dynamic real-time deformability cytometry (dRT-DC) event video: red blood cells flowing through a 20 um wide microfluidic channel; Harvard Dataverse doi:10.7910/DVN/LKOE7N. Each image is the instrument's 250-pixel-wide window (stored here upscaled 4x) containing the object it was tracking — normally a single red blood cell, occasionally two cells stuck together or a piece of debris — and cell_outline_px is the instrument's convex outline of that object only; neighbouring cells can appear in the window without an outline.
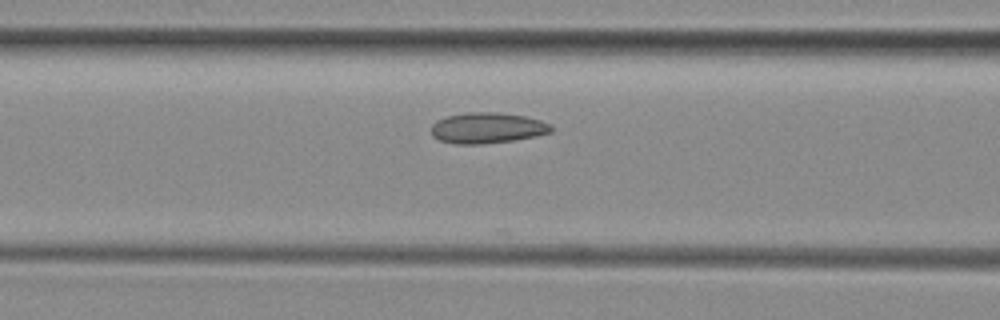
{"species": "common noctule bat (a hibernating species)", "species_latin": "Nyctalus noctula", "temperature_condition": "room temperature", "stored_images_in_passage": 12, "camera_frame_rate_fps": 3000, "um_per_image_px": 0.085, "animal": {"sex": "female", "body_mass_g": 29.2, "forearm_length_mm": 56.3}, "frame": {"image": 1, "passage_image": 6, "time_ms": 1.667, "image_size_px": [1000, 320], "cell_outline_px": [[552, 132], [536, 136], [512, 140], [480, 144], [456, 144], [440, 140], [432, 136], [432, 124], [436, 120], [448, 116], [468, 112], [496, 112], [528, 116], [552, 124]], "centroid_in_image_um": [41.44, 10.87], "position_along_channel_um": 125.2, "area_um2": 21.56}}
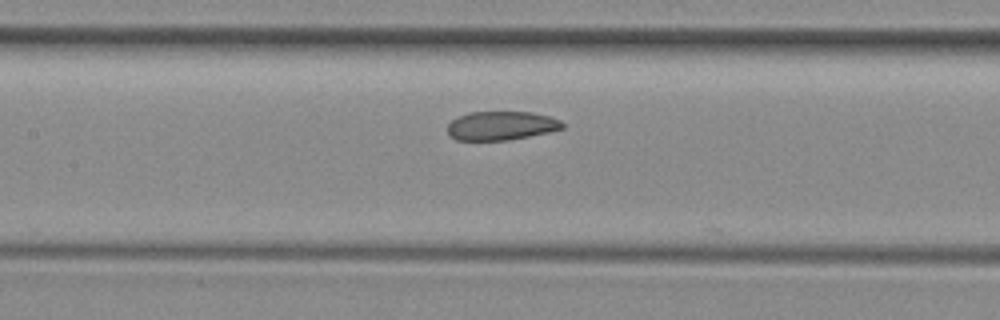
{"frame": {"image": 2, "passage_image": 9, "time_ms": 2.667, "image_size_px": [1000, 320], "cell_outline_px": [[564, 128], [548, 132], [508, 140], [456, 140], [448, 132], [448, 124], [452, 120], [468, 112], [532, 112], [548, 116], [560, 120], [564, 124]], "centroid_in_image_um": [42.61, 10.68], "position_along_channel_um": 164.8, "area_um2": 19.13}}